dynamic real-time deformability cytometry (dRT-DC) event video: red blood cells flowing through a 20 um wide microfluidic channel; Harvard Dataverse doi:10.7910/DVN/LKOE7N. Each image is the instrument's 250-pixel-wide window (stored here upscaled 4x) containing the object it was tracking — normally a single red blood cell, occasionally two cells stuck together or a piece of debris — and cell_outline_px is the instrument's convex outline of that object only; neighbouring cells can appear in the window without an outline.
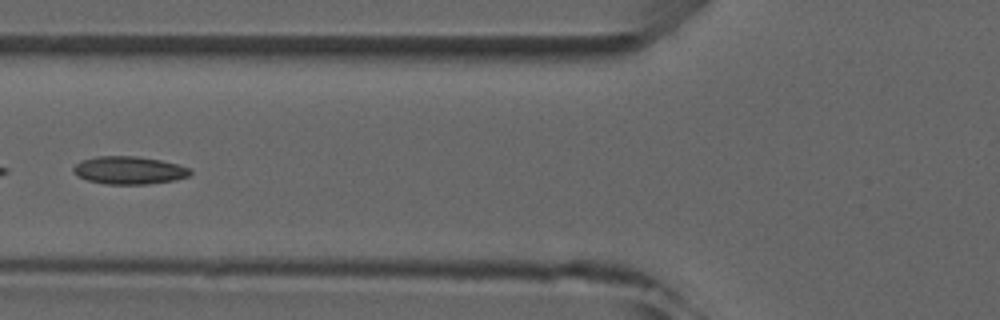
{"species": "common noctule bat (a hibernating species)", "species_latin": "Nyctalus noctula", "temperature_condition": "room temperature", "stored_images_in_passage": 5, "camera_frame_rate_fps": 3000, "um_per_image_px": 0.085, "animal": {"sex": "male", "forearm_length_mm": 52.5}, "frame": {"image": 1, "passage_image": 4, "time_ms": 3.333, "image_size_px": [1000, 320], "cell_outline_px": [[192, 172], [188, 176], [176, 180], [148, 184], [104, 184], [88, 180], [72, 172], [72, 168], [80, 160], [96, 156], [136, 156], [160, 160], [192, 168]], "centroid_in_image_um": [10.97, 14.47], "position_along_channel_um": 114.8, "area_um2": 19.02}}
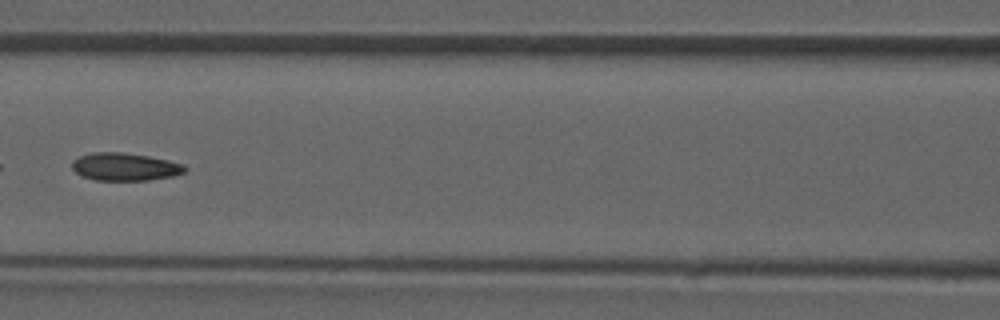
{"frame": {"image": 2, "passage_image": 5, "time_ms": 4.333, "image_size_px": [1000, 320], "cell_outline_px": [[188, 168], [184, 172], [172, 176], [148, 180], [96, 180], [84, 176], [76, 172], [72, 168], [72, 160], [80, 156], [92, 152], [120, 152], [148, 156], [168, 160], [184, 164]], "centroid_in_image_um": [10.63, 14.17], "position_along_channel_um": 156.0, "area_um2": 18.15}}